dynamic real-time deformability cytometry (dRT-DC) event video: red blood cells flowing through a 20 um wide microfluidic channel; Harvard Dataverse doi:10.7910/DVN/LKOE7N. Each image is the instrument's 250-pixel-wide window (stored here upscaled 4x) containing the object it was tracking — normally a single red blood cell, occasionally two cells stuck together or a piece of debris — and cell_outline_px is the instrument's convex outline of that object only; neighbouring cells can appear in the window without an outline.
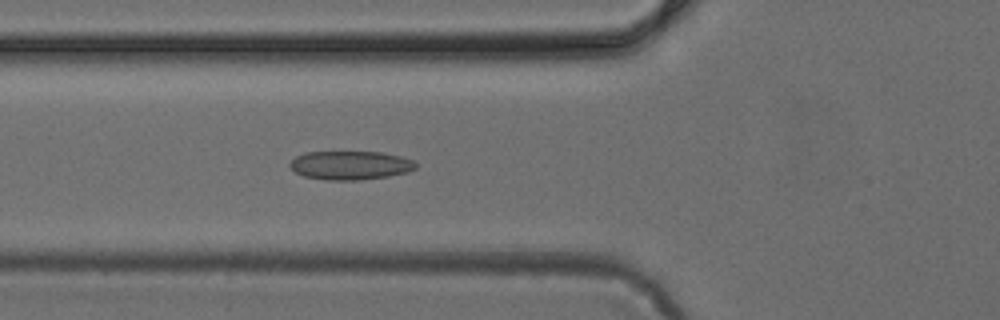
{"species": "common noctule bat (a hibernating species)", "species_latin": "Nyctalus noctula", "temperature_condition": "cold", "stored_images_in_passage": 49, "camera_frame_rate_fps": 3000, "um_per_image_px": 0.085, "animal": {"sex": "female", "body_mass_g": 24.6, "forearm_length_mm": 56.2}, "frame": {"image": 1, "passage_image": 18, "time_ms": 5.667, "image_size_px": [1000, 320], "cell_outline_px": [[416, 168], [408, 172], [388, 176], [360, 180], [324, 180], [304, 176], [296, 172], [288, 164], [296, 156], [304, 152], [380, 152], [400, 156], [412, 160], [416, 164]], "centroid_in_image_um": [29.76, 14.05], "position_along_channel_um": 96.0, "area_um2": 21.04}}
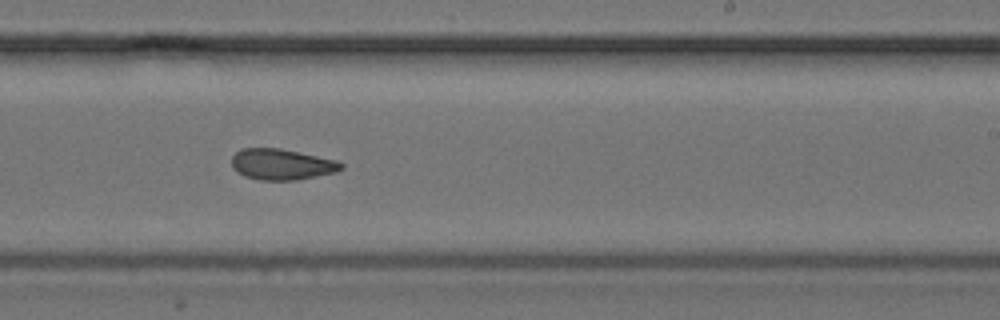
{"frame": {"image": 2, "passage_image": 30, "time_ms": 9.667, "image_size_px": [1000, 320], "cell_outline_px": [[344, 168], [336, 172], [296, 180], [260, 180], [244, 176], [236, 172], [232, 168], [232, 156], [240, 148], [280, 148], [336, 160], [344, 164]], "centroid_in_image_um": [23.92, 13.97], "position_along_channel_um": 265.1, "area_um2": 19.83}}
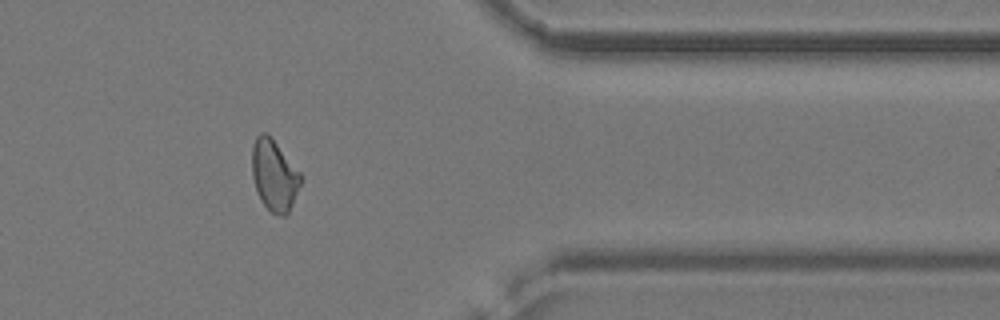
{"frame": {"image": 3, "passage_image": 40, "time_ms": 13.0, "image_size_px": [1000, 320], "cell_outline_px": [[304, 176], [292, 204], [288, 212], [284, 216], [280, 216], [272, 212], [260, 200], [252, 176], [252, 148], [256, 136], [260, 132], [268, 132]], "centroid_in_image_um": [23.32, 14.85], "position_along_channel_um": 388.1, "area_um2": 20.35}}